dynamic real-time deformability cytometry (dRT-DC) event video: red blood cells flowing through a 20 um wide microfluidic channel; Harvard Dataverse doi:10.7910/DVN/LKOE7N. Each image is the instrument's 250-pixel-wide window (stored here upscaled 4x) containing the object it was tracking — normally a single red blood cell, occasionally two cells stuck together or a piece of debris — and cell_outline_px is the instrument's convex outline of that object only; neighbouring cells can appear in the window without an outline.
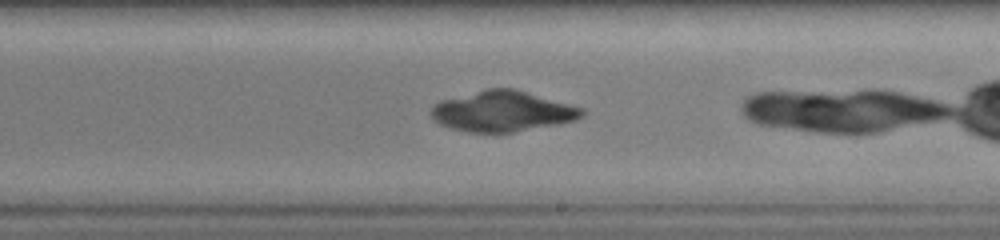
{"species": "common noctule bat (a hibernating species)", "species_latin": "Nyctalus noctula", "temperature_condition": "warm", "stored_images_in_passage": 15, "camera_frame_rate_fps": 3000, "um_per_image_px": 0.085, "animal": {"sex": "female", "body_mass_g": 19.0, "forearm_length_mm": 51.5}, "frame": {"image": 1, "passage_image": 11, "time_ms": 3.333, "image_size_px": [1000, 240], "cell_outline_px": [[584, 112], [576, 120], [560, 124], [512, 132], [468, 132], [452, 128], [440, 124], [432, 120], [432, 108], [440, 100], [484, 88], [516, 88], [584, 108]], "centroid_in_image_um": [42.72, 9.44], "position_along_channel_um": 246.3, "area_um2": 35.78}}